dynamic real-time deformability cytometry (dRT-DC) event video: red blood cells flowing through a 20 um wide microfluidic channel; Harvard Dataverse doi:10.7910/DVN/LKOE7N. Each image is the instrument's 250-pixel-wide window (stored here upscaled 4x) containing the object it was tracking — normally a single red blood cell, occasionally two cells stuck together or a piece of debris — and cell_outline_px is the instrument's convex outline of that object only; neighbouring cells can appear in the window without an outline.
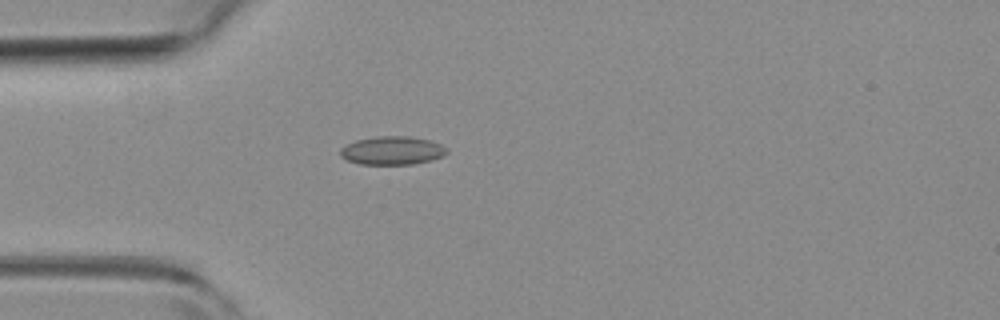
{"species": "common noctule bat (a hibernating species)", "species_latin": "Nyctalus noctula", "temperature_condition": "room temperature", "stored_images_in_passage": 4, "camera_frame_rate_fps": 3000, "um_per_image_px": 0.085, "animal": {"sex": "female", "body_mass_g": 19.3, "forearm_length_mm": 54.1}, "frame": {"image": 1, "passage_image": 4, "time_ms": 1.0, "image_size_px": [1000, 320], "cell_outline_px": [[448, 152], [444, 156], [432, 160], [412, 164], [360, 164], [348, 160], [340, 156], [340, 148], [356, 140], [376, 136], [412, 136], [428, 140], [440, 144], [448, 148]], "centroid_in_image_um": [33.36, 12.79], "position_along_channel_um": 51.6, "area_um2": 17.69}}